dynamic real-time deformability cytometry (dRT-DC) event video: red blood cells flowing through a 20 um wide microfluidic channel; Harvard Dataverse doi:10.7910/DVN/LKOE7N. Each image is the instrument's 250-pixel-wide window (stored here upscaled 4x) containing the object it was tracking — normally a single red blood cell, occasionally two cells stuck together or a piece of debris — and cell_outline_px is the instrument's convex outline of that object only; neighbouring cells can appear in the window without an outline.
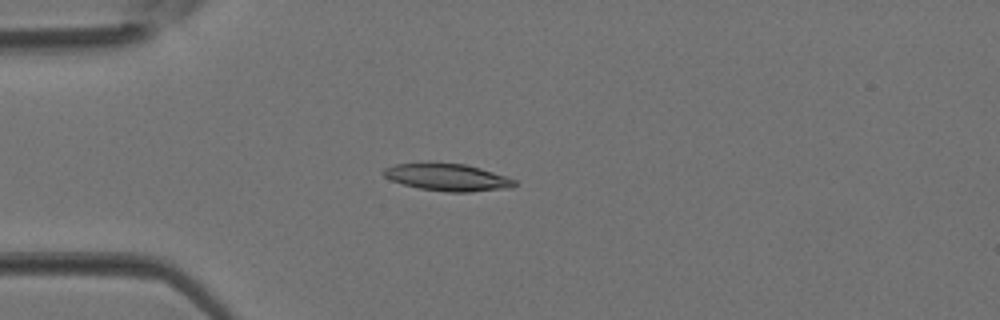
{"species": "Egyptian fruit bat (a non-hibernating species)", "species_latin": "Rousettus aegyptiacus", "temperature_condition": "room temperature", "stored_images_in_passage": 20, "camera_frame_rate_fps": 3000, "um_per_image_px": 0.085, "animal": {"sex": "female"}, "frame": {"image": 1, "passage_image": 10, "time_ms": 3.0, "image_size_px": [1000, 320], "cell_outline_px": [[516, 184], [512, 188], [468, 192], [448, 192], [420, 188], [404, 184], [392, 180], [384, 176], [380, 172], [384, 168], [396, 164], [428, 160], [464, 164], [480, 168], [516, 180]], "centroid_in_image_um": [37.98, 15.03], "position_along_channel_um": 47.0, "area_um2": 21.21}}
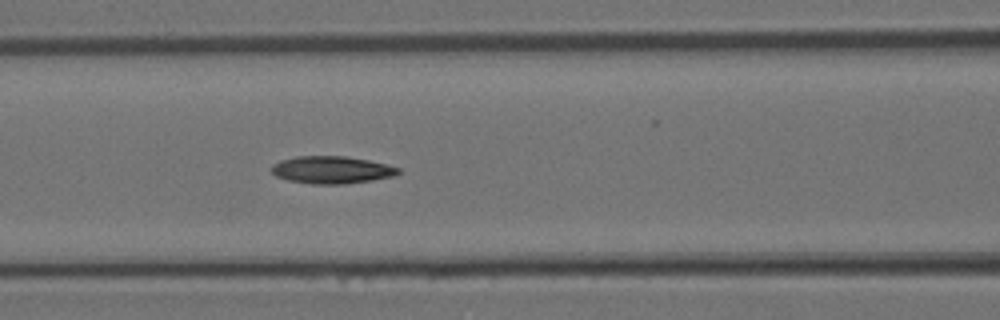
{"frame": {"image": 2, "passage_image": 16, "time_ms": 5.0, "image_size_px": [1000, 320], "cell_outline_px": [[400, 172], [392, 176], [372, 180], [344, 184], [312, 184], [288, 180], [276, 176], [268, 168], [272, 164], [280, 160], [296, 156], [344, 156], [368, 160], [400, 168]], "centroid_in_image_um": [28.13, 14.43], "position_along_channel_um": 138.5, "area_um2": 20.23}}
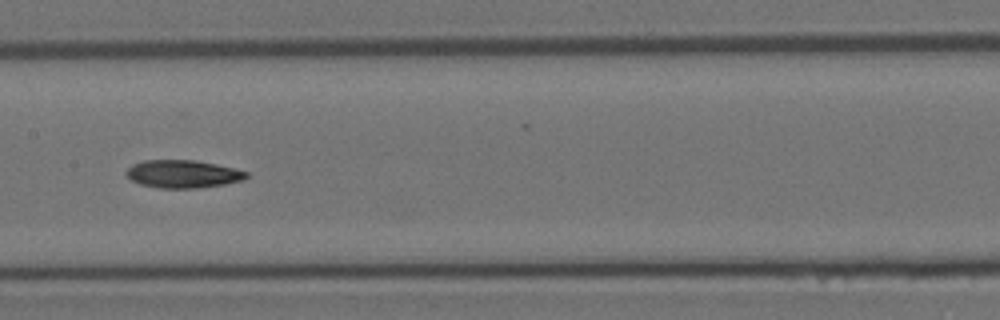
{"frame": {"image": 3, "passage_image": 19, "time_ms": 6.0, "image_size_px": [1000, 320], "cell_outline_px": [[248, 176], [244, 180], [224, 184], [196, 188], [160, 188], [140, 184], [132, 180], [124, 172], [132, 164], [144, 160], [196, 160], [216, 164], [248, 172]], "centroid_in_image_um": [15.53, 14.78], "position_along_channel_um": 191.9, "area_um2": 19.42}}